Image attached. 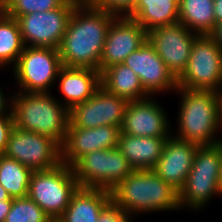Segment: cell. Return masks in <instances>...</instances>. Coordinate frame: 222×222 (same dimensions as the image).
<instances>
[{"label":"cell","instance_id":"obj_13","mask_svg":"<svg viewBox=\"0 0 222 222\" xmlns=\"http://www.w3.org/2000/svg\"><path fill=\"white\" fill-rule=\"evenodd\" d=\"M128 100L100 86L95 94L69 111L73 127L96 128L102 125L122 127Z\"/></svg>","mask_w":222,"mask_h":222},{"label":"cell","instance_id":"obj_6","mask_svg":"<svg viewBox=\"0 0 222 222\" xmlns=\"http://www.w3.org/2000/svg\"><path fill=\"white\" fill-rule=\"evenodd\" d=\"M78 187L72 167L62 162L54 168L33 171L28 197L52 220H57L67 209L71 196Z\"/></svg>","mask_w":222,"mask_h":222},{"label":"cell","instance_id":"obj_25","mask_svg":"<svg viewBox=\"0 0 222 222\" xmlns=\"http://www.w3.org/2000/svg\"><path fill=\"white\" fill-rule=\"evenodd\" d=\"M24 48L17 20L0 9V67L15 65Z\"/></svg>","mask_w":222,"mask_h":222},{"label":"cell","instance_id":"obj_2","mask_svg":"<svg viewBox=\"0 0 222 222\" xmlns=\"http://www.w3.org/2000/svg\"><path fill=\"white\" fill-rule=\"evenodd\" d=\"M180 92L181 106L178 116V134L175 138L200 146L222 142L216 138L222 128V93L213 90L176 89Z\"/></svg>","mask_w":222,"mask_h":222},{"label":"cell","instance_id":"obj_32","mask_svg":"<svg viewBox=\"0 0 222 222\" xmlns=\"http://www.w3.org/2000/svg\"><path fill=\"white\" fill-rule=\"evenodd\" d=\"M1 90L2 89H0V116L13 115V113H12V99H10L8 102L7 99L5 98V95H3ZM7 110H9V111H7Z\"/></svg>","mask_w":222,"mask_h":222},{"label":"cell","instance_id":"obj_26","mask_svg":"<svg viewBox=\"0 0 222 222\" xmlns=\"http://www.w3.org/2000/svg\"><path fill=\"white\" fill-rule=\"evenodd\" d=\"M33 171L15 159L0 155V184L11 198L28 196Z\"/></svg>","mask_w":222,"mask_h":222},{"label":"cell","instance_id":"obj_1","mask_svg":"<svg viewBox=\"0 0 222 222\" xmlns=\"http://www.w3.org/2000/svg\"><path fill=\"white\" fill-rule=\"evenodd\" d=\"M115 17V14L82 0L69 19L59 47L62 66L99 71L104 43Z\"/></svg>","mask_w":222,"mask_h":222},{"label":"cell","instance_id":"obj_8","mask_svg":"<svg viewBox=\"0 0 222 222\" xmlns=\"http://www.w3.org/2000/svg\"><path fill=\"white\" fill-rule=\"evenodd\" d=\"M79 187L111 191L134 168L118 148L96 150L81 157L72 166Z\"/></svg>","mask_w":222,"mask_h":222},{"label":"cell","instance_id":"obj_12","mask_svg":"<svg viewBox=\"0 0 222 222\" xmlns=\"http://www.w3.org/2000/svg\"><path fill=\"white\" fill-rule=\"evenodd\" d=\"M198 35L177 22L153 28L147 32V40L178 79L186 70L192 44Z\"/></svg>","mask_w":222,"mask_h":222},{"label":"cell","instance_id":"obj_14","mask_svg":"<svg viewBox=\"0 0 222 222\" xmlns=\"http://www.w3.org/2000/svg\"><path fill=\"white\" fill-rule=\"evenodd\" d=\"M147 40V31L136 20L116 16L110 24L99 62L101 73L111 65L123 63Z\"/></svg>","mask_w":222,"mask_h":222},{"label":"cell","instance_id":"obj_20","mask_svg":"<svg viewBox=\"0 0 222 222\" xmlns=\"http://www.w3.org/2000/svg\"><path fill=\"white\" fill-rule=\"evenodd\" d=\"M111 201L110 191L78 187L59 222H97L103 208Z\"/></svg>","mask_w":222,"mask_h":222},{"label":"cell","instance_id":"obj_36","mask_svg":"<svg viewBox=\"0 0 222 222\" xmlns=\"http://www.w3.org/2000/svg\"><path fill=\"white\" fill-rule=\"evenodd\" d=\"M11 199V196L6 189L0 184V201Z\"/></svg>","mask_w":222,"mask_h":222},{"label":"cell","instance_id":"obj_31","mask_svg":"<svg viewBox=\"0 0 222 222\" xmlns=\"http://www.w3.org/2000/svg\"><path fill=\"white\" fill-rule=\"evenodd\" d=\"M15 128L14 116H0V155L4 154L8 145V139Z\"/></svg>","mask_w":222,"mask_h":222},{"label":"cell","instance_id":"obj_17","mask_svg":"<svg viewBox=\"0 0 222 222\" xmlns=\"http://www.w3.org/2000/svg\"><path fill=\"white\" fill-rule=\"evenodd\" d=\"M150 98L149 96L143 100L128 102L121 127L122 133L140 137L171 136L167 113L159 103Z\"/></svg>","mask_w":222,"mask_h":222},{"label":"cell","instance_id":"obj_30","mask_svg":"<svg viewBox=\"0 0 222 222\" xmlns=\"http://www.w3.org/2000/svg\"><path fill=\"white\" fill-rule=\"evenodd\" d=\"M129 214L118 207L112 200L103 208L97 222H131Z\"/></svg>","mask_w":222,"mask_h":222},{"label":"cell","instance_id":"obj_33","mask_svg":"<svg viewBox=\"0 0 222 222\" xmlns=\"http://www.w3.org/2000/svg\"><path fill=\"white\" fill-rule=\"evenodd\" d=\"M13 198L0 201V222H4L7 214L10 211Z\"/></svg>","mask_w":222,"mask_h":222},{"label":"cell","instance_id":"obj_35","mask_svg":"<svg viewBox=\"0 0 222 222\" xmlns=\"http://www.w3.org/2000/svg\"><path fill=\"white\" fill-rule=\"evenodd\" d=\"M215 25L222 22V0H214Z\"/></svg>","mask_w":222,"mask_h":222},{"label":"cell","instance_id":"obj_19","mask_svg":"<svg viewBox=\"0 0 222 222\" xmlns=\"http://www.w3.org/2000/svg\"><path fill=\"white\" fill-rule=\"evenodd\" d=\"M59 89L64 96V106L70 111L95 94L101 86L100 72L91 68L62 66L58 72Z\"/></svg>","mask_w":222,"mask_h":222},{"label":"cell","instance_id":"obj_24","mask_svg":"<svg viewBox=\"0 0 222 222\" xmlns=\"http://www.w3.org/2000/svg\"><path fill=\"white\" fill-rule=\"evenodd\" d=\"M179 22L199 35L215 28L214 0H179Z\"/></svg>","mask_w":222,"mask_h":222},{"label":"cell","instance_id":"obj_27","mask_svg":"<svg viewBox=\"0 0 222 222\" xmlns=\"http://www.w3.org/2000/svg\"><path fill=\"white\" fill-rule=\"evenodd\" d=\"M51 217L28 196L13 198L4 222H52Z\"/></svg>","mask_w":222,"mask_h":222},{"label":"cell","instance_id":"obj_11","mask_svg":"<svg viewBox=\"0 0 222 222\" xmlns=\"http://www.w3.org/2000/svg\"><path fill=\"white\" fill-rule=\"evenodd\" d=\"M32 171L47 170L62 163V147L49 136L14 128L4 152Z\"/></svg>","mask_w":222,"mask_h":222},{"label":"cell","instance_id":"obj_28","mask_svg":"<svg viewBox=\"0 0 222 222\" xmlns=\"http://www.w3.org/2000/svg\"><path fill=\"white\" fill-rule=\"evenodd\" d=\"M67 0H0V9L12 18L61 7Z\"/></svg>","mask_w":222,"mask_h":222},{"label":"cell","instance_id":"obj_5","mask_svg":"<svg viewBox=\"0 0 222 222\" xmlns=\"http://www.w3.org/2000/svg\"><path fill=\"white\" fill-rule=\"evenodd\" d=\"M222 169V142L199 146L192 168L178 192L179 207L199 210L214 195L222 196L220 177Z\"/></svg>","mask_w":222,"mask_h":222},{"label":"cell","instance_id":"obj_9","mask_svg":"<svg viewBox=\"0 0 222 222\" xmlns=\"http://www.w3.org/2000/svg\"><path fill=\"white\" fill-rule=\"evenodd\" d=\"M13 67L20 92L48 93L62 67L59 49L25 46Z\"/></svg>","mask_w":222,"mask_h":222},{"label":"cell","instance_id":"obj_23","mask_svg":"<svg viewBox=\"0 0 222 222\" xmlns=\"http://www.w3.org/2000/svg\"><path fill=\"white\" fill-rule=\"evenodd\" d=\"M179 0H137L127 17L136 20L149 32L158 26L179 22Z\"/></svg>","mask_w":222,"mask_h":222},{"label":"cell","instance_id":"obj_3","mask_svg":"<svg viewBox=\"0 0 222 222\" xmlns=\"http://www.w3.org/2000/svg\"><path fill=\"white\" fill-rule=\"evenodd\" d=\"M110 193L111 200L132 218L140 212L180 209L178 191L152 169L134 170Z\"/></svg>","mask_w":222,"mask_h":222},{"label":"cell","instance_id":"obj_15","mask_svg":"<svg viewBox=\"0 0 222 222\" xmlns=\"http://www.w3.org/2000/svg\"><path fill=\"white\" fill-rule=\"evenodd\" d=\"M123 64L131 68L139 76L144 90L151 97L163 91H176L178 88L177 79L169 71L148 40L133 51L124 60Z\"/></svg>","mask_w":222,"mask_h":222},{"label":"cell","instance_id":"obj_10","mask_svg":"<svg viewBox=\"0 0 222 222\" xmlns=\"http://www.w3.org/2000/svg\"><path fill=\"white\" fill-rule=\"evenodd\" d=\"M81 1L67 0L51 11L33 12L16 18L24 45L59 49L69 19Z\"/></svg>","mask_w":222,"mask_h":222},{"label":"cell","instance_id":"obj_16","mask_svg":"<svg viewBox=\"0 0 222 222\" xmlns=\"http://www.w3.org/2000/svg\"><path fill=\"white\" fill-rule=\"evenodd\" d=\"M121 128L102 125L81 128L68 125L67 137L62 147V162L73 166L84 155L96 150L118 148Z\"/></svg>","mask_w":222,"mask_h":222},{"label":"cell","instance_id":"obj_4","mask_svg":"<svg viewBox=\"0 0 222 222\" xmlns=\"http://www.w3.org/2000/svg\"><path fill=\"white\" fill-rule=\"evenodd\" d=\"M15 95L11 97L15 127L49 136L62 146L70 123L69 110L62 102L49 92L18 91Z\"/></svg>","mask_w":222,"mask_h":222},{"label":"cell","instance_id":"obj_22","mask_svg":"<svg viewBox=\"0 0 222 222\" xmlns=\"http://www.w3.org/2000/svg\"><path fill=\"white\" fill-rule=\"evenodd\" d=\"M100 84L109 93L128 101L143 100L150 95L134 71L123 63L111 65L100 73Z\"/></svg>","mask_w":222,"mask_h":222},{"label":"cell","instance_id":"obj_21","mask_svg":"<svg viewBox=\"0 0 222 222\" xmlns=\"http://www.w3.org/2000/svg\"><path fill=\"white\" fill-rule=\"evenodd\" d=\"M166 139L133 136L121 132L118 149L134 170L153 169L162 154Z\"/></svg>","mask_w":222,"mask_h":222},{"label":"cell","instance_id":"obj_37","mask_svg":"<svg viewBox=\"0 0 222 222\" xmlns=\"http://www.w3.org/2000/svg\"><path fill=\"white\" fill-rule=\"evenodd\" d=\"M220 187H221V194H222V169H221V177H220Z\"/></svg>","mask_w":222,"mask_h":222},{"label":"cell","instance_id":"obj_29","mask_svg":"<svg viewBox=\"0 0 222 222\" xmlns=\"http://www.w3.org/2000/svg\"><path fill=\"white\" fill-rule=\"evenodd\" d=\"M91 6L113 13L116 16H127L136 5L137 0H86Z\"/></svg>","mask_w":222,"mask_h":222},{"label":"cell","instance_id":"obj_7","mask_svg":"<svg viewBox=\"0 0 222 222\" xmlns=\"http://www.w3.org/2000/svg\"><path fill=\"white\" fill-rule=\"evenodd\" d=\"M180 88L222 93V50L210 35H198L186 70L177 79Z\"/></svg>","mask_w":222,"mask_h":222},{"label":"cell","instance_id":"obj_34","mask_svg":"<svg viewBox=\"0 0 222 222\" xmlns=\"http://www.w3.org/2000/svg\"><path fill=\"white\" fill-rule=\"evenodd\" d=\"M209 35L222 50V22L216 24L214 30Z\"/></svg>","mask_w":222,"mask_h":222},{"label":"cell","instance_id":"obj_18","mask_svg":"<svg viewBox=\"0 0 222 222\" xmlns=\"http://www.w3.org/2000/svg\"><path fill=\"white\" fill-rule=\"evenodd\" d=\"M199 146L170 136L152 170L179 192L189 175Z\"/></svg>","mask_w":222,"mask_h":222}]
</instances>
